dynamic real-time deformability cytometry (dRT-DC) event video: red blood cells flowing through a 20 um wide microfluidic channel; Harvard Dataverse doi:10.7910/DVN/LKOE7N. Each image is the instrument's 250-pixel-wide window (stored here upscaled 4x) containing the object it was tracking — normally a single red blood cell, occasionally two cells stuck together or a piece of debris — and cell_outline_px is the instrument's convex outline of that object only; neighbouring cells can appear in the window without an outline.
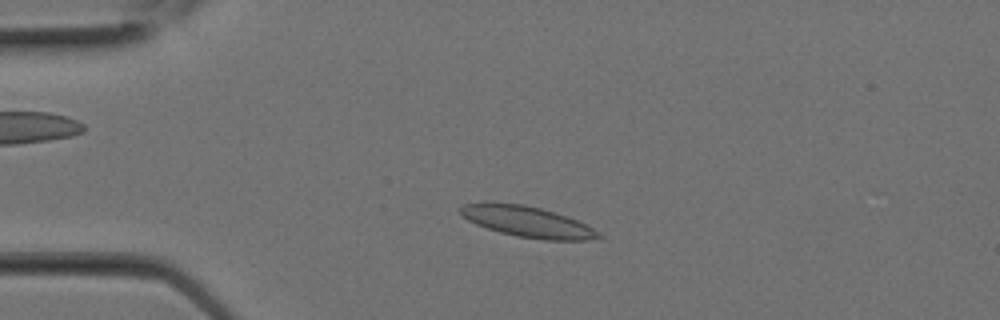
{"species": "Egyptian fruit bat (a non-hibernating species)", "species_latin": "Rousettus aegyptiacus", "temperature_condition": "room temperature", "stored_images_in_passage": 2, "camera_frame_rate_fps": 3000, "um_per_image_px": 0.085, "animal": {"sex": "female"}, "frame": {"image": 1, "passage_image": 2, "time_ms": 0.333, "image_size_px": [1000, 320], "cell_outline_px": [[604, 236], [588, 240], [544, 240], [516, 236], [500, 232], [476, 224], [468, 220], [460, 212], [460, 208], [464, 204], [484, 200], [488, 200], [524, 204], [540, 208], [576, 220], [600, 232]], "centroid_in_image_um": [44.76, 18.82], "position_along_channel_um": 40.2, "area_um2": 24.97}}